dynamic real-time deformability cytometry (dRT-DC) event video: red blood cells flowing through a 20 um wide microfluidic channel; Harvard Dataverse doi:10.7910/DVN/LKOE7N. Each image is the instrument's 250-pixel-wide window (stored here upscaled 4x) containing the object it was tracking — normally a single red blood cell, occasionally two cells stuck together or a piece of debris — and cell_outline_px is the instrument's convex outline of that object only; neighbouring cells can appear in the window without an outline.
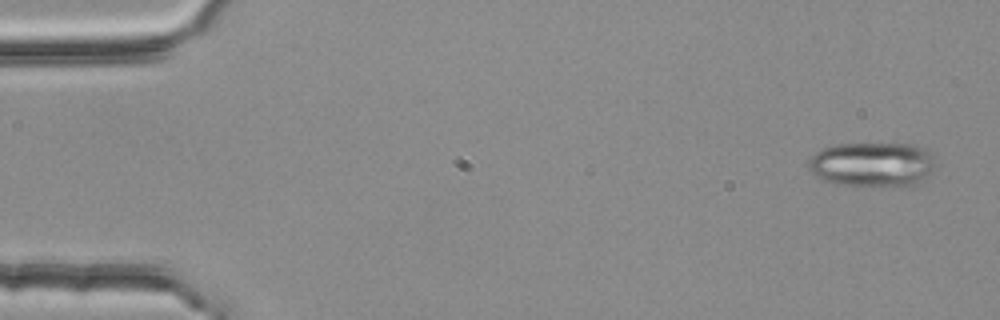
{"species": "common noctule bat (a hibernating species)", "species_latin": "Nyctalus noctula", "temperature_condition": "room temperature", "stored_images_in_passage": 4, "camera_frame_rate_fps": 3000, "um_per_image_px": 0.085, "animal": {"sex": "female", "body_mass_g": 25.1}, "frame": {"image": 1, "passage_image": 1, "time_ms": 0.0, "image_size_px": [1000, 320], "cell_outline_px": [[932, 152], [928, 180], [912, 188], [896, 188], [836, 184], [824, 180], [816, 176], [808, 168], [808, 164], [812, 156], [820, 148], [836, 144], [916, 144], [928, 148]], "centroid_in_image_um": [74.19, 14.01], "position_along_channel_um": 10.8, "area_um2": 33.93}}